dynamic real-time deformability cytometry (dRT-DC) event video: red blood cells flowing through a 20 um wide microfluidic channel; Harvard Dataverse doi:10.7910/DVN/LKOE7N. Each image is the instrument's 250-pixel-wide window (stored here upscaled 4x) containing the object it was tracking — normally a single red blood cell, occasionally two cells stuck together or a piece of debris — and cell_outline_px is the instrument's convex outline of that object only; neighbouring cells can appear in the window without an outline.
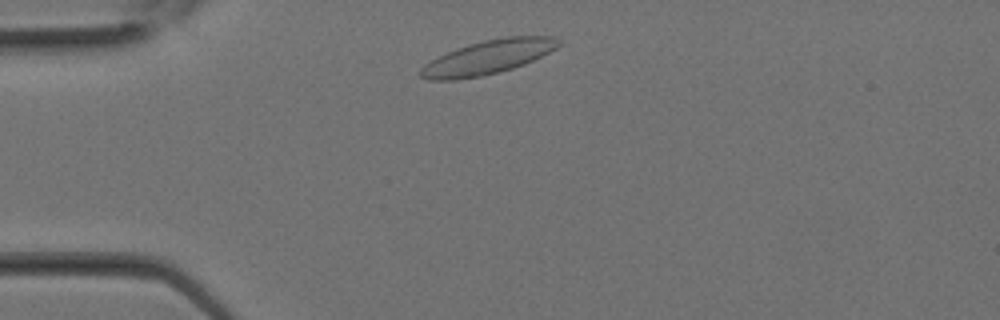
{"species": "Egyptian fruit bat (a non-hibernating species)", "species_latin": "Rousettus aegyptiacus", "temperature_condition": "room temperature", "stored_images_in_passage": 25, "camera_frame_rate_fps": 3000, "um_per_image_px": 0.085, "animal": {"sex": "female"}, "frame": {"image": 1, "passage_image": 2, "time_ms": 0.333, "image_size_px": [1000, 320], "cell_outline_px": [[560, 44], [556, 48], [524, 64], [500, 72], [480, 76], [452, 80], [428, 80], [420, 76], [420, 68], [424, 64], [456, 48], [468, 44], [484, 40], [508, 36], [556, 36], [560, 40]], "centroid_in_image_um": [41.47, 4.86], "position_along_channel_um": 43.5, "area_um2": 27.05}}
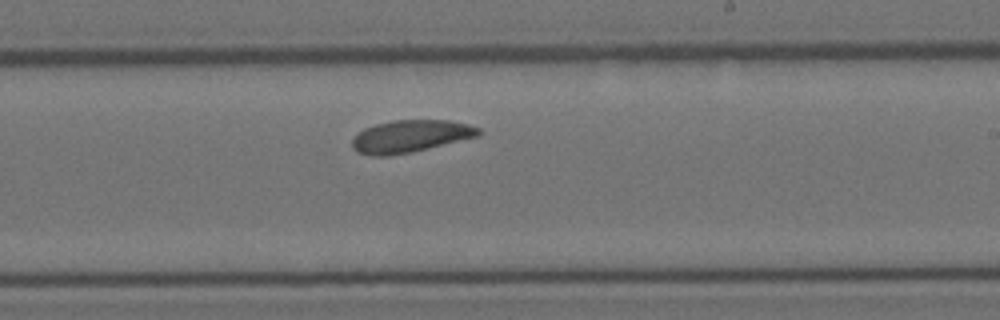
{"frame": {"image": 2, "passage_image": 13, "time_ms": 4.0, "image_size_px": [1000, 320], "cell_outline_px": [[480, 136], [412, 152], [388, 156], [372, 156], [356, 152], [352, 148], [352, 140], [364, 128], [376, 124], [392, 120], [448, 120], [468, 124], [480, 128]], "centroid_in_image_um": [34.88, 11.58], "position_along_channel_um": 254.1, "area_um2": 23.87}}
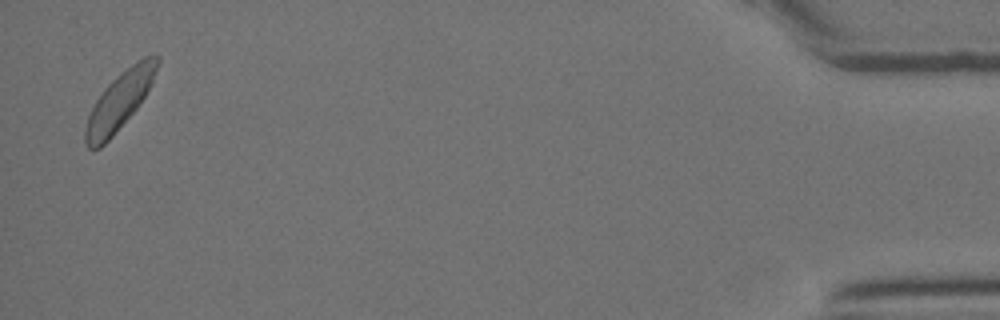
{"frame": {"image": 3, "passage_image": 25, "time_ms": 8.0, "image_size_px": [1000, 320], "cell_outline_px": [[160, 60], [152, 80], [144, 96], [136, 108], [112, 136], [100, 148], [88, 148], [84, 144], [84, 128], [88, 116], [96, 100], [104, 88], [120, 72], [136, 60], [144, 56], [160, 56]], "centroid_in_image_um": [10.11, 8.58], "position_along_channel_um": 425.1, "area_um2": 23.64}}